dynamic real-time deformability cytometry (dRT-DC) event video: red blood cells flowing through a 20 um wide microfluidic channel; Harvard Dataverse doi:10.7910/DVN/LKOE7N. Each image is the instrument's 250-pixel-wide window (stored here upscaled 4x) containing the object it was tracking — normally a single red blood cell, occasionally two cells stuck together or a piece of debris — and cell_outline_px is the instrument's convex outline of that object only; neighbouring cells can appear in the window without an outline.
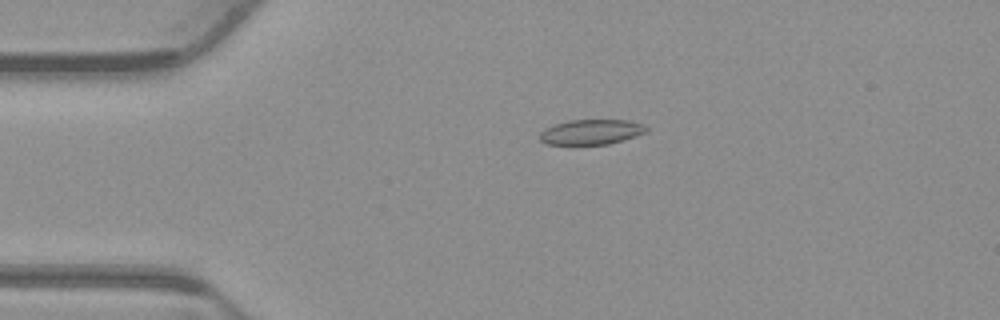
{"species": "common noctule bat (a hibernating species)", "species_latin": "Nyctalus noctula", "temperature_condition": "warm", "stored_images_in_passage": 54, "camera_frame_rate_fps": 3000, "um_per_image_px": 0.085, "animal": {"sex": "male", "body_mass_g": 23.1, "forearm_length_mm": 52.7}, "frame": {"image": 1, "passage_image": 12, "time_ms": 3.667, "image_size_px": [1000, 320], "cell_outline_px": [[648, 132], [624, 140], [608, 144], [548, 144], [540, 140], [540, 132], [544, 128], [568, 120], [628, 120], [644, 124], [648, 128]], "centroid_in_image_um": [50.29, 11.21], "position_along_channel_um": 34.7, "area_um2": 15.61}}
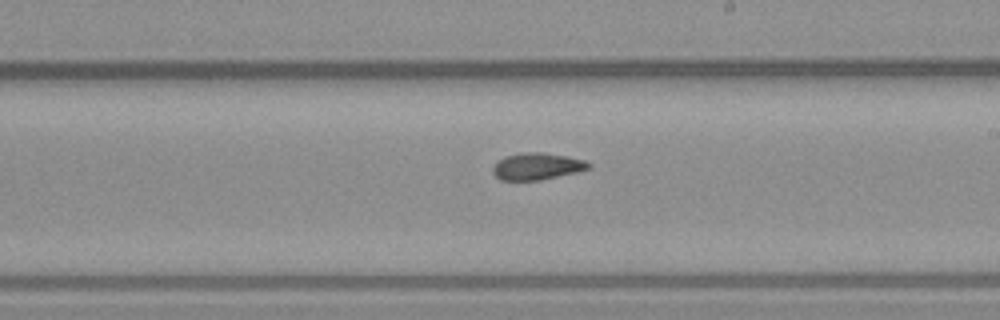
{"frame": {"image": 2, "passage_image": 31, "time_ms": 10.0, "image_size_px": [1000, 320], "cell_outline_px": [[592, 168], [576, 172], [540, 180], [500, 180], [492, 172], [492, 168], [496, 160], [504, 156], [524, 152], [544, 152], [584, 160], [592, 164]], "centroid_in_image_um": [45.62, 14.13], "position_along_channel_um": 243.4, "area_um2": 15.09}}
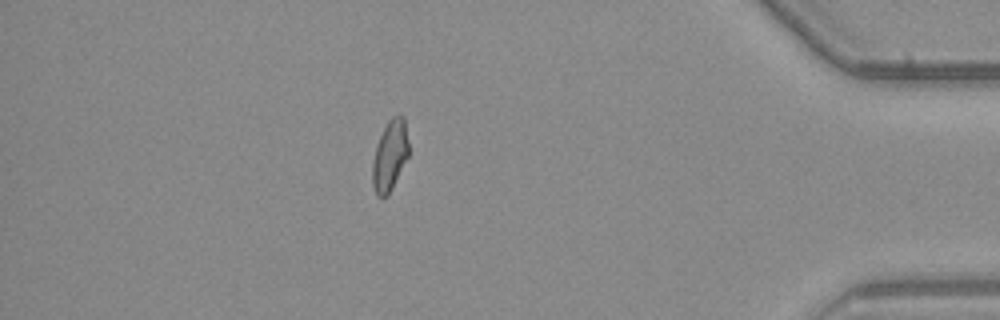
{"frame": {"image": 3, "passage_image": 47, "time_ms": 15.333, "image_size_px": [1000, 320], "cell_outline_px": [[408, 156], [388, 196], [376, 196], [372, 184], [372, 164], [376, 148], [380, 136], [388, 120], [392, 116], [404, 116], [408, 144]], "centroid_in_image_um": [33.13, 13.24], "position_along_channel_um": 402.1, "area_um2": 14.68}, "authors_computed_cell_mechanics": {"area_um2": 15.3748, "velocity_mm_per_s": 3.8676, "shape_relaxation_time_tau1_ms": null, "shape_relaxation_time_tau2_ms": 2.7885, "deformation_change_tau1": null, "deformation_change_tau2": 0.0761}}